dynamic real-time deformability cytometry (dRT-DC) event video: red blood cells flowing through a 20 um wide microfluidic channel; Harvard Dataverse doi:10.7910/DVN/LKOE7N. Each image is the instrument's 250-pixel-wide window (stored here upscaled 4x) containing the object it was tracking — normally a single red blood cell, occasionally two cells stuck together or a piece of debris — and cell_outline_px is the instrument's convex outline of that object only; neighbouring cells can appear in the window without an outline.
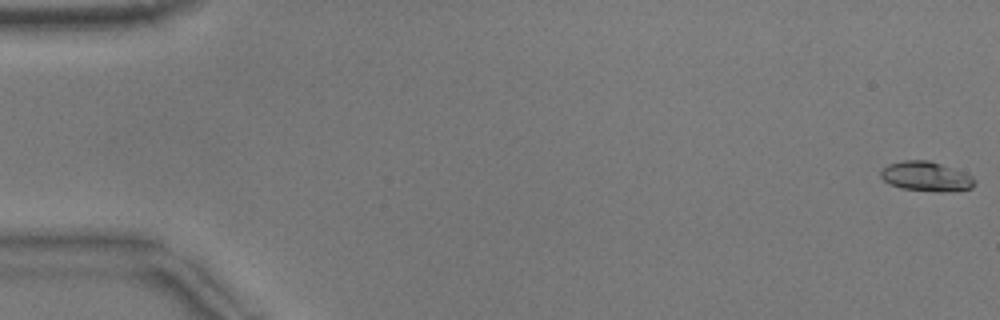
{"species": "common noctule bat (a hibernating species)", "species_latin": "Nyctalus noctula", "temperature_condition": "warm", "stored_images_in_passage": 10, "camera_frame_rate_fps": 3000, "um_per_image_px": 0.085, "animal": {"sex": "male", "body_mass_g": 17.9}, "frame": {"image": 1, "passage_image": 1, "time_ms": 0.0, "image_size_px": [1000, 320], "cell_outline_px": [[976, 184], [972, 188], [900, 188], [884, 180], [880, 176], [880, 168], [888, 164], [904, 160], [928, 160], [940, 164], [972, 176], [976, 180]], "centroid_in_image_um": [78.62, 14.92], "position_along_channel_um": 6.4, "area_um2": 15.03}}